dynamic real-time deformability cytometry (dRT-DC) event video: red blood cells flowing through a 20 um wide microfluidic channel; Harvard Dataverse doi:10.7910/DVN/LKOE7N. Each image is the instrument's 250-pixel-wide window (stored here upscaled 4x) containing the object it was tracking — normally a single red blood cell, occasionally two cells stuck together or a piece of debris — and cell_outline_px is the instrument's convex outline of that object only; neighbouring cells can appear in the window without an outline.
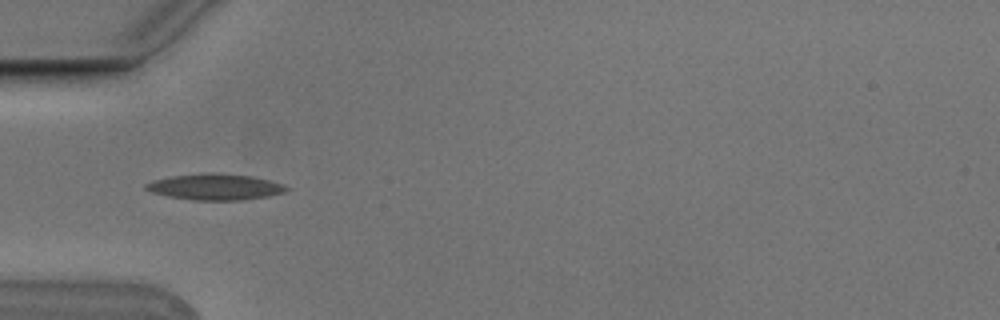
{"species": "Egyptian fruit bat (a non-hibernating species)", "species_latin": "Rousettus aegyptiacus", "temperature_condition": "cold", "stored_images_in_passage": 9, "camera_frame_rate_fps": 3000, "um_per_image_px": 0.085, "animal": {"sex": "male"}, "frame": {"image": 1, "passage_image": 4, "time_ms": 1.0, "image_size_px": [1000, 320], "cell_outline_px": [[288, 188], [284, 192], [268, 196], [240, 200], [192, 200], [168, 196], [152, 192], [144, 188], [144, 184], [152, 180], [172, 176], [212, 172], [252, 176], [284, 184]], "centroid_in_image_um": [18.26, 15.88], "position_along_channel_um": 66.7, "area_um2": 21.27}}
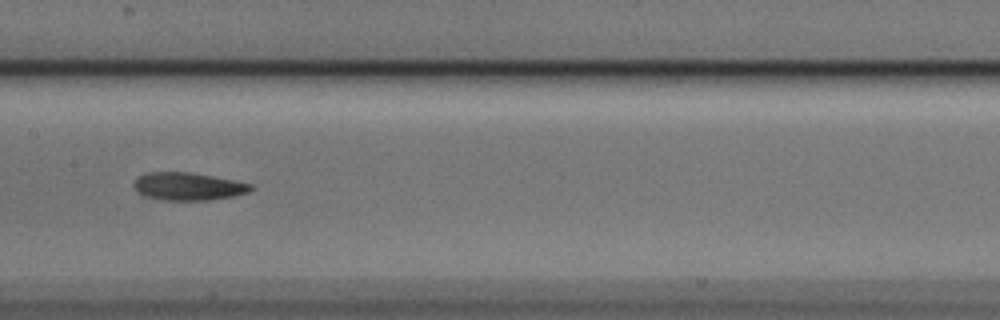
{"frame": {"image": 2, "passage_image": 7, "time_ms": 2.0, "image_size_px": [1000, 320], "cell_outline_px": [[256, 188], [248, 192], [236, 196], [208, 200], [160, 200], [148, 196], [140, 192], [132, 184], [140, 176], [148, 172], [188, 172], [236, 180], [252, 184]], "centroid_in_image_um": [16.07, 15.84], "position_along_channel_um": 191.3, "area_um2": 18.84}}
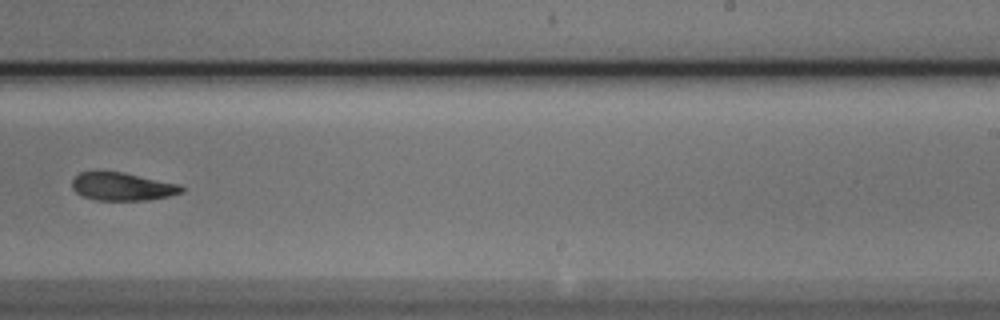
{"frame": {"image": 3, "passage_image": 9, "time_ms": 2.667, "image_size_px": [1000, 320], "cell_outline_px": [[184, 192], [168, 196], [148, 200], [96, 200], [84, 196], [76, 192], [72, 188], [72, 180], [80, 172], [124, 172], [180, 184], [184, 188]], "centroid_in_image_um": [10.43, 15.86], "position_along_channel_um": 278.6, "area_um2": 17.8}}